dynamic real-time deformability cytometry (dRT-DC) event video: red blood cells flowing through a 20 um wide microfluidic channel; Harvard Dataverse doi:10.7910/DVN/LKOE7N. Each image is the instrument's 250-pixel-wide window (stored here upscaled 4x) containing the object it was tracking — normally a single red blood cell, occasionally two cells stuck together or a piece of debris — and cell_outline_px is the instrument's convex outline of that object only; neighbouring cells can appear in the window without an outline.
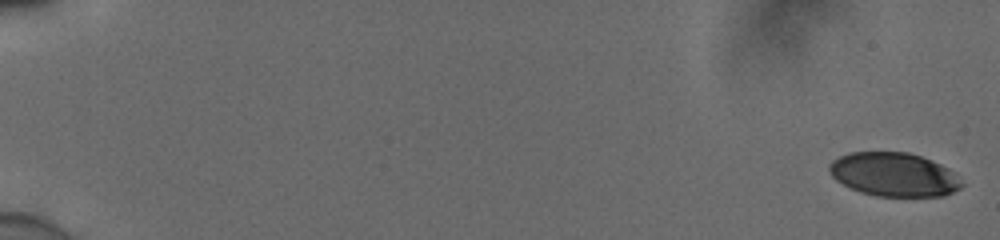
{"species": "human", "species_latin": "Homo sapiens", "temperature_condition": "cold", "stored_images_in_passage": 55, "camera_frame_rate_fps": 3000, "um_per_image_px": 0.085, "donor": {"sex": "male"}, "frame": {"image": 1, "passage_image": 1, "time_ms": 0.0, "image_size_px": [1000, 240], "cell_outline_px": [[964, 184], [960, 188], [944, 196], [876, 196], [860, 192], [836, 180], [832, 176], [828, 168], [828, 164], [832, 160], [848, 152], [908, 152], [920, 156], [940, 164], [948, 168]], "centroid_in_image_um": [75.96, 14.83], "position_along_channel_um": 9.0, "area_um2": 33.64}}
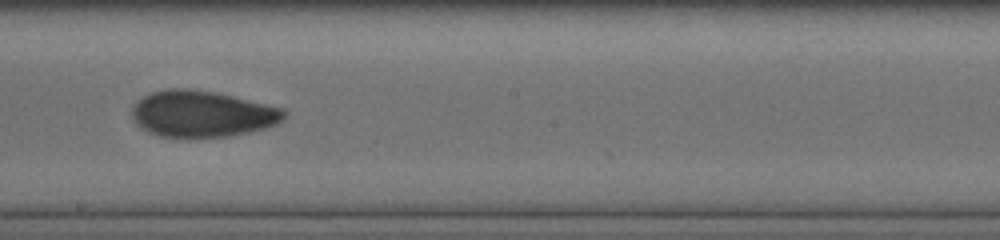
{"frame": {"image": 2, "passage_image": 34, "time_ms": 11.0, "image_size_px": [1000, 240], "cell_outline_px": [[288, 116], [284, 120], [276, 124], [264, 128], [248, 132], [228, 136], [188, 140], [160, 136], [148, 132], [140, 128], [136, 124], [132, 116], [132, 104], [144, 96], [152, 92], [168, 88], [188, 88], [216, 92], [284, 108], [288, 112]], "centroid_in_image_um": [17.17, 9.7], "position_along_channel_um": 231.0, "area_um2": 42.08}}
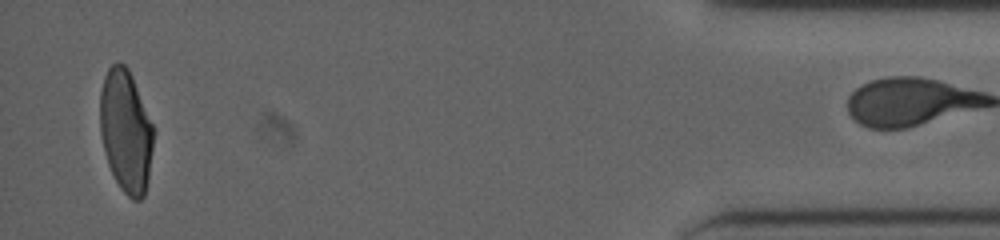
{"frame": {"image": 3, "passage_image": 54, "time_ms": 17.667, "image_size_px": [1000, 240], "cell_outline_px": [[156, 128], [148, 180], [144, 196], [140, 200], [132, 200], [120, 188], [108, 164], [100, 132], [100, 92], [104, 76], [108, 68], [116, 60], [124, 64], [128, 68], [132, 76]], "centroid_in_image_um": [10.72, 11.11], "position_along_channel_um": 424.5, "area_um2": 38.78}}